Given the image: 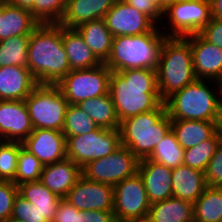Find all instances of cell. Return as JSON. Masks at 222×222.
<instances>
[{
    "mask_svg": "<svg viewBox=\"0 0 222 222\" xmlns=\"http://www.w3.org/2000/svg\"><path fill=\"white\" fill-rule=\"evenodd\" d=\"M119 121L157 109L160 98L156 70L137 68L112 71L108 91Z\"/></svg>",
    "mask_w": 222,
    "mask_h": 222,
    "instance_id": "6da1fadb",
    "label": "cell"
},
{
    "mask_svg": "<svg viewBox=\"0 0 222 222\" xmlns=\"http://www.w3.org/2000/svg\"><path fill=\"white\" fill-rule=\"evenodd\" d=\"M216 87H219V89H218L219 92H220L219 94L222 95V77H221V79L218 81V86H216Z\"/></svg>",
    "mask_w": 222,
    "mask_h": 222,
    "instance_id": "f907efd6",
    "label": "cell"
},
{
    "mask_svg": "<svg viewBox=\"0 0 222 222\" xmlns=\"http://www.w3.org/2000/svg\"><path fill=\"white\" fill-rule=\"evenodd\" d=\"M30 35H19L0 41V67L17 65L28 68Z\"/></svg>",
    "mask_w": 222,
    "mask_h": 222,
    "instance_id": "4dcf8cb0",
    "label": "cell"
},
{
    "mask_svg": "<svg viewBox=\"0 0 222 222\" xmlns=\"http://www.w3.org/2000/svg\"><path fill=\"white\" fill-rule=\"evenodd\" d=\"M116 0H67L66 9L59 24L76 28L92 20L103 19Z\"/></svg>",
    "mask_w": 222,
    "mask_h": 222,
    "instance_id": "7402d4cb",
    "label": "cell"
},
{
    "mask_svg": "<svg viewBox=\"0 0 222 222\" xmlns=\"http://www.w3.org/2000/svg\"><path fill=\"white\" fill-rule=\"evenodd\" d=\"M18 186V194L32 203L49 222L54 220L56 208L61 198L50 191L40 181L24 182Z\"/></svg>",
    "mask_w": 222,
    "mask_h": 222,
    "instance_id": "83f0119b",
    "label": "cell"
},
{
    "mask_svg": "<svg viewBox=\"0 0 222 222\" xmlns=\"http://www.w3.org/2000/svg\"><path fill=\"white\" fill-rule=\"evenodd\" d=\"M77 222H116L113 211L78 210Z\"/></svg>",
    "mask_w": 222,
    "mask_h": 222,
    "instance_id": "ee69618b",
    "label": "cell"
},
{
    "mask_svg": "<svg viewBox=\"0 0 222 222\" xmlns=\"http://www.w3.org/2000/svg\"><path fill=\"white\" fill-rule=\"evenodd\" d=\"M194 222H222V190L207 186L193 203Z\"/></svg>",
    "mask_w": 222,
    "mask_h": 222,
    "instance_id": "f546056e",
    "label": "cell"
},
{
    "mask_svg": "<svg viewBox=\"0 0 222 222\" xmlns=\"http://www.w3.org/2000/svg\"><path fill=\"white\" fill-rule=\"evenodd\" d=\"M64 199L77 210L113 211L114 187L88 180L82 175Z\"/></svg>",
    "mask_w": 222,
    "mask_h": 222,
    "instance_id": "5bb4252c",
    "label": "cell"
},
{
    "mask_svg": "<svg viewBox=\"0 0 222 222\" xmlns=\"http://www.w3.org/2000/svg\"><path fill=\"white\" fill-rule=\"evenodd\" d=\"M62 42L68 57L70 70L90 69L102 64L75 28L62 26Z\"/></svg>",
    "mask_w": 222,
    "mask_h": 222,
    "instance_id": "cb8c5ba5",
    "label": "cell"
},
{
    "mask_svg": "<svg viewBox=\"0 0 222 222\" xmlns=\"http://www.w3.org/2000/svg\"><path fill=\"white\" fill-rule=\"evenodd\" d=\"M171 129V118L163 102L153 111L120 122L121 145L127 147L139 160L145 159Z\"/></svg>",
    "mask_w": 222,
    "mask_h": 222,
    "instance_id": "277c9868",
    "label": "cell"
},
{
    "mask_svg": "<svg viewBox=\"0 0 222 222\" xmlns=\"http://www.w3.org/2000/svg\"><path fill=\"white\" fill-rule=\"evenodd\" d=\"M184 149L178 143L174 131L171 129L157 144L148 159L163 164L168 168H176L183 164Z\"/></svg>",
    "mask_w": 222,
    "mask_h": 222,
    "instance_id": "1f68e13d",
    "label": "cell"
},
{
    "mask_svg": "<svg viewBox=\"0 0 222 222\" xmlns=\"http://www.w3.org/2000/svg\"><path fill=\"white\" fill-rule=\"evenodd\" d=\"M4 222H26V221H21V220H18V219H15L13 217H10L9 219H7L6 221Z\"/></svg>",
    "mask_w": 222,
    "mask_h": 222,
    "instance_id": "681fc988",
    "label": "cell"
},
{
    "mask_svg": "<svg viewBox=\"0 0 222 222\" xmlns=\"http://www.w3.org/2000/svg\"><path fill=\"white\" fill-rule=\"evenodd\" d=\"M158 26L151 32L134 36H115L105 65L111 71L146 68L156 70L162 42L166 33Z\"/></svg>",
    "mask_w": 222,
    "mask_h": 222,
    "instance_id": "5b68a950",
    "label": "cell"
},
{
    "mask_svg": "<svg viewBox=\"0 0 222 222\" xmlns=\"http://www.w3.org/2000/svg\"><path fill=\"white\" fill-rule=\"evenodd\" d=\"M211 18L222 20V0H209Z\"/></svg>",
    "mask_w": 222,
    "mask_h": 222,
    "instance_id": "f6af8a7d",
    "label": "cell"
},
{
    "mask_svg": "<svg viewBox=\"0 0 222 222\" xmlns=\"http://www.w3.org/2000/svg\"><path fill=\"white\" fill-rule=\"evenodd\" d=\"M206 187L204 172L184 164L172 169L173 197L194 203Z\"/></svg>",
    "mask_w": 222,
    "mask_h": 222,
    "instance_id": "603a6c76",
    "label": "cell"
},
{
    "mask_svg": "<svg viewBox=\"0 0 222 222\" xmlns=\"http://www.w3.org/2000/svg\"><path fill=\"white\" fill-rule=\"evenodd\" d=\"M137 173L151 204L173 197L171 168L145 158L139 160Z\"/></svg>",
    "mask_w": 222,
    "mask_h": 222,
    "instance_id": "ac0fdd59",
    "label": "cell"
},
{
    "mask_svg": "<svg viewBox=\"0 0 222 222\" xmlns=\"http://www.w3.org/2000/svg\"><path fill=\"white\" fill-rule=\"evenodd\" d=\"M157 87L165 101L174 92L197 80L190 43L184 37H166L156 67Z\"/></svg>",
    "mask_w": 222,
    "mask_h": 222,
    "instance_id": "3957f363",
    "label": "cell"
},
{
    "mask_svg": "<svg viewBox=\"0 0 222 222\" xmlns=\"http://www.w3.org/2000/svg\"><path fill=\"white\" fill-rule=\"evenodd\" d=\"M181 0H158V7L163 12L166 10L170 5L175 4Z\"/></svg>",
    "mask_w": 222,
    "mask_h": 222,
    "instance_id": "7dc6e473",
    "label": "cell"
},
{
    "mask_svg": "<svg viewBox=\"0 0 222 222\" xmlns=\"http://www.w3.org/2000/svg\"><path fill=\"white\" fill-rule=\"evenodd\" d=\"M138 11L149 16L155 23L163 18V12L158 7V0H123Z\"/></svg>",
    "mask_w": 222,
    "mask_h": 222,
    "instance_id": "60d3db41",
    "label": "cell"
},
{
    "mask_svg": "<svg viewBox=\"0 0 222 222\" xmlns=\"http://www.w3.org/2000/svg\"><path fill=\"white\" fill-rule=\"evenodd\" d=\"M163 15L171 23L167 37H185L199 33L212 19L209 0H181L170 5Z\"/></svg>",
    "mask_w": 222,
    "mask_h": 222,
    "instance_id": "7c38bea8",
    "label": "cell"
},
{
    "mask_svg": "<svg viewBox=\"0 0 222 222\" xmlns=\"http://www.w3.org/2000/svg\"><path fill=\"white\" fill-rule=\"evenodd\" d=\"M22 145L27 151L34 154L43 165L53 164L67 158L66 137L62 131L33 129Z\"/></svg>",
    "mask_w": 222,
    "mask_h": 222,
    "instance_id": "e0dca14e",
    "label": "cell"
},
{
    "mask_svg": "<svg viewBox=\"0 0 222 222\" xmlns=\"http://www.w3.org/2000/svg\"><path fill=\"white\" fill-rule=\"evenodd\" d=\"M139 159L121 145L108 156L90 161L82 168V175L88 180L115 186L120 181L137 173Z\"/></svg>",
    "mask_w": 222,
    "mask_h": 222,
    "instance_id": "8fae6325",
    "label": "cell"
},
{
    "mask_svg": "<svg viewBox=\"0 0 222 222\" xmlns=\"http://www.w3.org/2000/svg\"><path fill=\"white\" fill-rule=\"evenodd\" d=\"M146 222H194L193 203L176 197L152 203Z\"/></svg>",
    "mask_w": 222,
    "mask_h": 222,
    "instance_id": "4316f807",
    "label": "cell"
},
{
    "mask_svg": "<svg viewBox=\"0 0 222 222\" xmlns=\"http://www.w3.org/2000/svg\"><path fill=\"white\" fill-rule=\"evenodd\" d=\"M66 4L67 0H35L34 17L40 23H59Z\"/></svg>",
    "mask_w": 222,
    "mask_h": 222,
    "instance_id": "8d00e7d4",
    "label": "cell"
},
{
    "mask_svg": "<svg viewBox=\"0 0 222 222\" xmlns=\"http://www.w3.org/2000/svg\"><path fill=\"white\" fill-rule=\"evenodd\" d=\"M151 203L138 173L114 186L116 222H146Z\"/></svg>",
    "mask_w": 222,
    "mask_h": 222,
    "instance_id": "30bf717a",
    "label": "cell"
},
{
    "mask_svg": "<svg viewBox=\"0 0 222 222\" xmlns=\"http://www.w3.org/2000/svg\"><path fill=\"white\" fill-rule=\"evenodd\" d=\"M218 131L221 135V141H222V110H221L220 118H219V122H218Z\"/></svg>",
    "mask_w": 222,
    "mask_h": 222,
    "instance_id": "c3c4849f",
    "label": "cell"
},
{
    "mask_svg": "<svg viewBox=\"0 0 222 222\" xmlns=\"http://www.w3.org/2000/svg\"><path fill=\"white\" fill-rule=\"evenodd\" d=\"M78 210L67 202L64 198L60 200L56 208L54 220L52 222H77Z\"/></svg>",
    "mask_w": 222,
    "mask_h": 222,
    "instance_id": "7bdbcfd3",
    "label": "cell"
},
{
    "mask_svg": "<svg viewBox=\"0 0 222 222\" xmlns=\"http://www.w3.org/2000/svg\"><path fill=\"white\" fill-rule=\"evenodd\" d=\"M33 129L62 131L69 103L57 84H37L24 100Z\"/></svg>",
    "mask_w": 222,
    "mask_h": 222,
    "instance_id": "52a82bcc",
    "label": "cell"
},
{
    "mask_svg": "<svg viewBox=\"0 0 222 222\" xmlns=\"http://www.w3.org/2000/svg\"><path fill=\"white\" fill-rule=\"evenodd\" d=\"M207 82L211 80L197 79L164 101L171 120L219 122L222 95L213 92Z\"/></svg>",
    "mask_w": 222,
    "mask_h": 222,
    "instance_id": "8992f818",
    "label": "cell"
},
{
    "mask_svg": "<svg viewBox=\"0 0 222 222\" xmlns=\"http://www.w3.org/2000/svg\"><path fill=\"white\" fill-rule=\"evenodd\" d=\"M97 127L95 122L77 105H68L62 130L65 136L88 134Z\"/></svg>",
    "mask_w": 222,
    "mask_h": 222,
    "instance_id": "e575fe53",
    "label": "cell"
},
{
    "mask_svg": "<svg viewBox=\"0 0 222 222\" xmlns=\"http://www.w3.org/2000/svg\"><path fill=\"white\" fill-rule=\"evenodd\" d=\"M82 176V168L71 159L44 165L40 182L61 199L65 198Z\"/></svg>",
    "mask_w": 222,
    "mask_h": 222,
    "instance_id": "d6986e66",
    "label": "cell"
},
{
    "mask_svg": "<svg viewBox=\"0 0 222 222\" xmlns=\"http://www.w3.org/2000/svg\"><path fill=\"white\" fill-rule=\"evenodd\" d=\"M221 142L219 131L208 140L187 149H184L183 164L205 173L209 161Z\"/></svg>",
    "mask_w": 222,
    "mask_h": 222,
    "instance_id": "d6a6232c",
    "label": "cell"
},
{
    "mask_svg": "<svg viewBox=\"0 0 222 222\" xmlns=\"http://www.w3.org/2000/svg\"><path fill=\"white\" fill-rule=\"evenodd\" d=\"M7 2L16 7L30 10L32 12V15L34 16L35 0H7Z\"/></svg>",
    "mask_w": 222,
    "mask_h": 222,
    "instance_id": "bcb514c9",
    "label": "cell"
},
{
    "mask_svg": "<svg viewBox=\"0 0 222 222\" xmlns=\"http://www.w3.org/2000/svg\"><path fill=\"white\" fill-rule=\"evenodd\" d=\"M43 163L32 153L27 151L20 142L17 170L15 174L16 185L24 182L40 181Z\"/></svg>",
    "mask_w": 222,
    "mask_h": 222,
    "instance_id": "836d02e7",
    "label": "cell"
},
{
    "mask_svg": "<svg viewBox=\"0 0 222 222\" xmlns=\"http://www.w3.org/2000/svg\"><path fill=\"white\" fill-rule=\"evenodd\" d=\"M20 142L0 141V180L14 181Z\"/></svg>",
    "mask_w": 222,
    "mask_h": 222,
    "instance_id": "d590c367",
    "label": "cell"
},
{
    "mask_svg": "<svg viewBox=\"0 0 222 222\" xmlns=\"http://www.w3.org/2000/svg\"><path fill=\"white\" fill-rule=\"evenodd\" d=\"M171 128L178 143L187 149L211 139L218 132V122L171 120Z\"/></svg>",
    "mask_w": 222,
    "mask_h": 222,
    "instance_id": "484cf974",
    "label": "cell"
},
{
    "mask_svg": "<svg viewBox=\"0 0 222 222\" xmlns=\"http://www.w3.org/2000/svg\"><path fill=\"white\" fill-rule=\"evenodd\" d=\"M18 186L13 181L0 180V222L11 217Z\"/></svg>",
    "mask_w": 222,
    "mask_h": 222,
    "instance_id": "f35d334b",
    "label": "cell"
},
{
    "mask_svg": "<svg viewBox=\"0 0 222 222\" xmlns=\"http://www.w3.org/2000/svg\"><path fill=\"white\" fill-rule=\"evenodd\" d=\"M191 45L192 60L197 79L217 83L222 77V48L206 41L199 33L184 37Z\"/></svg>",
    "mask_w": 222,
    "mask_h": 222,
    "instance_id": "9a60e30c",
    "label": "cell"
},
{
    "mask_svg": "<svg viewBox=\"0 0 222 222\" xmlns=\"http://www.w3.org/2000/svg\"><path fill=\"white\" fill-rule=\"evenodd\" d=\"M37 84L29 68L0 67V100H25Z\"/></svg>",
    "mask_w": 222,
    "mask_h": 222,
    "instance_id": "ffe728a7",
    "label": "cell"
},
{
    "mask_svg": "<svg viewBox=\"0 0 222 222\" xmlns=\"http://www.w3.org/2000/svg\"><path fill=\"white\" fill-rule=\"evenodd\" d=\"M39 24L30 10L0 1V41L19 35H31Z\"/></svg>",
    "mask_w": 222,
    "mask_h": 222,
    "instance_id": "44dd1931",
    "label": "cell"
},
{
    "mask_svg": "<svg viewBox=\"0 0 222 222\" xmlns=\"http://www.w3.org/2000/svg\"><path fill=\"white\" fill-rule=\"evenodd\" d=\"M103 19L113 37L141 35L157 26L149 16L123 0H116Z\"/></svg>",
    "mask_w": 222,
    "mask_h": 222,
    "instance_id": "4fadbf2b",
    "label": "cell"
},
{
    "mask_svg": "<svg viewBox=\"0 0 222 222\" xmlns=\"http://www.w3.org/2000/svg\"><path fill=\"white\" fill-rule=\"evenodd\" d=\"M94 55L105 63L110 57L113 36L104 19L84 22L75 28Z\"/></svg>",
    "mask_w": 222,
    "mask_h": 222,
    "instance_id": "d4e9b609",
    "label": "cell"
},
{
    "mask_svg": "<svg viewBox=\"0 0 222 222\" xmlns=\"http://www.w3.org/2000/svg\"><path fill=\"white\" fill-rule=\"evenodd\" d=\"M66 137V156L83 168L90 161L108 156L121 146L119 129L97 127L88 134Z\"/></svg>",
    "mask_w": 222,
    "mask_h": 222,
    "instance_id": "ba28073f",
    "label": "cell"
},
{
    "mask_svg": "<svg viewBox=\"0 0 222 222\" xmlns=\"http://www.w3.org/2000/svg\"><path fill=\"white\" fill-rule=\"evenodd\" d=\"M205 180L207 186L222 185V141L209 161L205 171Z\"/></svg>",
    "mask_w": 222,
    "mask_h": 222,
    "instance_id": "ab89813d",
    "label": "cell"
},
{
    "mask_svg": "<svg viewBox=\"0 0 222 222\" xmlns=\"http://www.w3.org/2000/svg\"><path fill=\"white\" fill-rule=\"evenodd\" d=\"M199 34L206 41L222 48V20L212 18Z\"/></svg>",
    "mask_w": 222,
    "mask_h": 222,
    "instance_id": "b9f144b4",
    "label": "cell"
},
{
    "mask_svg": "<svg viewBox=\"0 0 222 222\" xmlns=\"http://www.w3.org/2000/svg\"><path fill=\"white\" fill-rule=\"evenodd\" d=\"M11 217L26 222H49L42 218L41 212L32 203L19 194L15 197Z\"/></svg>",
    "mask_w": 222,
    "mask_h": 222,
    "instance_id": "74e56055",
    "label": "cell"
},
{
    "mask_svg": "<svg viewBox=\"0 0 222 222\" xmlns=\"http://www.w3.org/2000/svg\"><path fill=\"white\" fill-rule=\"evenodd\" d=\"M77 106L83 110L98 127L104 129H119L120 121L109 93L86 99L77 104Z\"/></svg>",
    "mask_w": 222,
    "mask_h": 222,
    "instance_id": "f1b7e54d",
    "label": "cell"
},
{
    "mask_svg": "<svg viewBox=\"0 0 222 222\" xmlns=\"http://www.w3.org/2000/svg\"><path fill=\"white\" fill-rule=\"evenodd\" d=\"M28 68L39 84H58L71 71L59 23H40L31 33Z\"/></svg>",
    "mask_w": 222,
    "mask_h": 222,
    "instance_id": "7a4b0ae2",
    "label": "cell"
},
{
    "mask_svg": "<svg viewBox=\"0 0 222 222\" xmlns=\"http://www.w3.org/2000/svg\"><path fill=\"white\" fill-rule=\"evenodd\" d=\"M112 71L105 65L82 70H71L57 85L69 104L108 94Z\"/></svg>",
    "mask_w": 222,
    "mask_h": 222,
    "instance_id": "9c48e42d",
    "label": "cell"
},
{
    "mask_svg": "<svg viewBox=\"0 0 222 222\" xmlns=\"http://www.w3.org/2000/svg\"><path fill=\"white\" fill-rule=\"evenodd\" d=\"M32 131L24 100H0V141L23 142Z\"/></svg>",
    "mask_w": 222,
    "mask_h": 222,
    "instance_id": "2e32d148",
    "label": "cell"
}]
</instances>
